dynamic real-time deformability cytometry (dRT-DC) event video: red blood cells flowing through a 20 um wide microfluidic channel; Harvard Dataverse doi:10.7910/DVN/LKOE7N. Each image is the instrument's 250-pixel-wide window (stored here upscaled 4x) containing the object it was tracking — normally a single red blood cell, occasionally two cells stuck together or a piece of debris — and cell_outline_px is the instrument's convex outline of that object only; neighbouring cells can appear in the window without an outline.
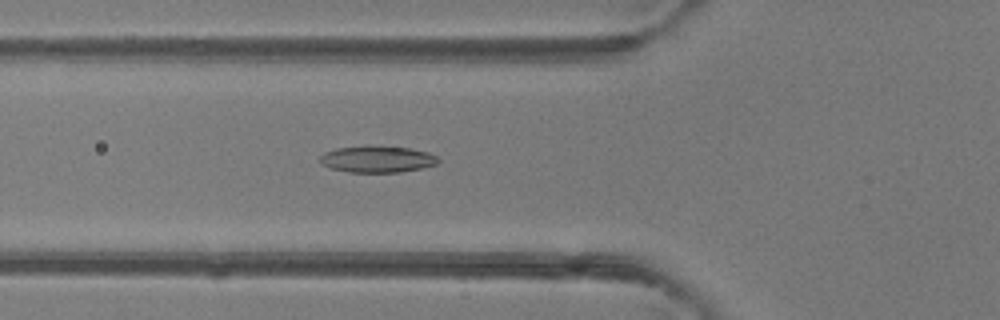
{"species": "common noctule bat (a hibernating species)", "species_latin": "Nyctalus noctula", "temperature_condition": "room temperature", "stored_images_in_passage": 48, "camera_frame_rate_fps": 3000, "um_per_image_px": 0.085, "animal": {"sex": "female"}, "frame": {"image": 1, "passage_image": 17, "time_ms": 5.333, "image_size_px": [1000, 320], "cell_outline_px": [[440, 160], [436, 164], [420, 168], [400, 172], [348, 172], [332, 168], [320, 164], [320, 156], [324, 152], [336, 148], [364, 144], [368, 144], [408, 148], [428, 152], [436, 156]], "centroid_in_image_um": [32.02, 13.5], "position_along_channel_um": 93.8, "area_um2": 18.61}}
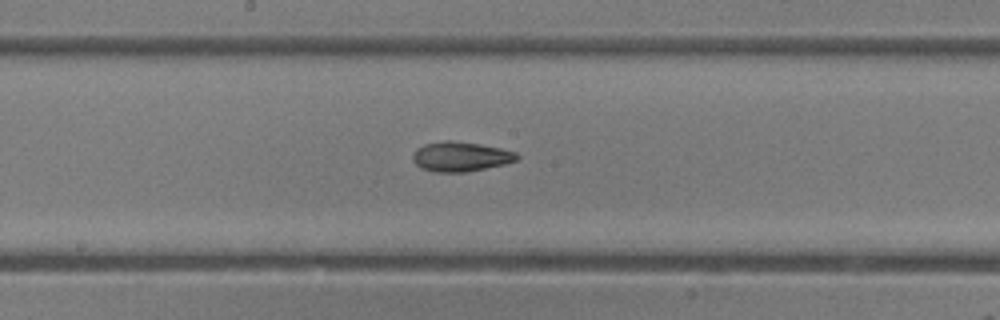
{"frame": {"image": 2, "passage_image": 25, "time_ms": 8.0, "image_size_px": [1000, 320], "cell_outline_px": [[520, 156], [516, 160], [504, 164], [464, 172], [436, 172], [420, 168], [412, 160], [412, 156], [416, 148], [424, 144], [444, 140], [452, 140], [480, 144], [500, 148], [516, 152]], "centroid_in_image_um": [39.12, 13.3], "position_along_channel_um": 209.1, "area_um2": 18.03}}
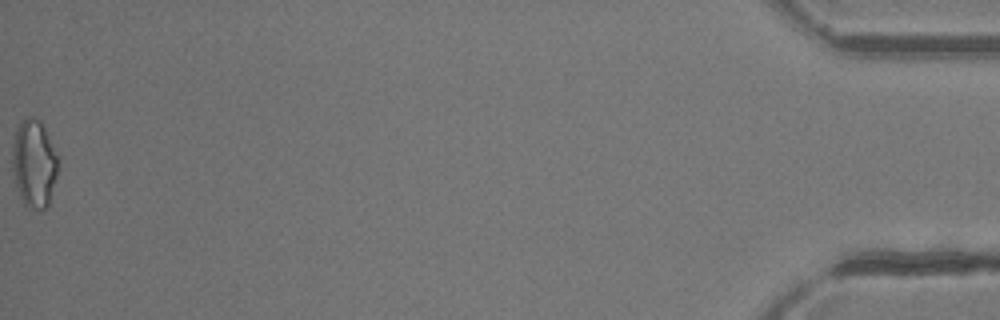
{"frame": {"image": 3, "passage_image": 48, "time_ms": 15.667, "image_size_px": [1000, 320], "cell_outline_px": [[56, 176], [48, 208], [28, 208], [24, 204], [20, 196], [12, 176], [12, 144], [16, 124], [20, 120], [28, 116], [32, 116], [40, 120], [44, 128], [56, 156]], "centroid_in_image_um": [2.83, 13.88], "position_along_channel_um": 432.4, "area_um2": 23.35}, "authors_computed_cell_mechanics": {"area_um2": 18.4382, "velocity_mm_per_s": 4.2891, "shape_relaxation_time_tau1_ms": 5.6145, "shape_relaxation_time_tau2_ms": 3.8006, "deformation_change_tau1": 0.1841, "deformation_change_tau2": 0.1198}}